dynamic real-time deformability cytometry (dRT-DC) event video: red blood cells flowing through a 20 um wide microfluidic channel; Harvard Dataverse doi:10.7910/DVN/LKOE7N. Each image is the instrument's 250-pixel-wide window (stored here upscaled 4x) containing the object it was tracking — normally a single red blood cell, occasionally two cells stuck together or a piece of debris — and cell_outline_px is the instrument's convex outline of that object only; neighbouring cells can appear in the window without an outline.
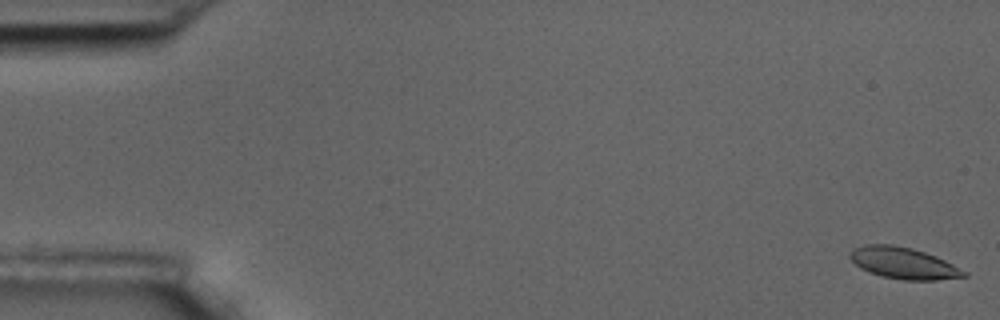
{"species": "common noctule bat (a hibernating species)", "species_latin": "Nyctalus noctula", "temperature_condition": "room temperature", "stored_images_in_passage": 10, "camera_frame_rate_fps": 3000, "um_per_image_px": 0.085, "animal": {"sex": "male", "body_mass_g": 17.5, "forearm_length_mm": 52.3}, "frame": {"image": 1, "passage_image": 1, "time_ms": 0.0, "image_size_px": [1000, 320], "cell_outline_px": [[968, 276], [936, 280], [904, 280], [880, 276], [860, 268], [848, 256], [852, 248], [864, 244], [892, 244], [912, 248], [936, 256], [968, 272]], "centroid_in_image_um": [76.78, 22.36], "position_along_channel_um": 8.2, "area_um2": 20.98}}
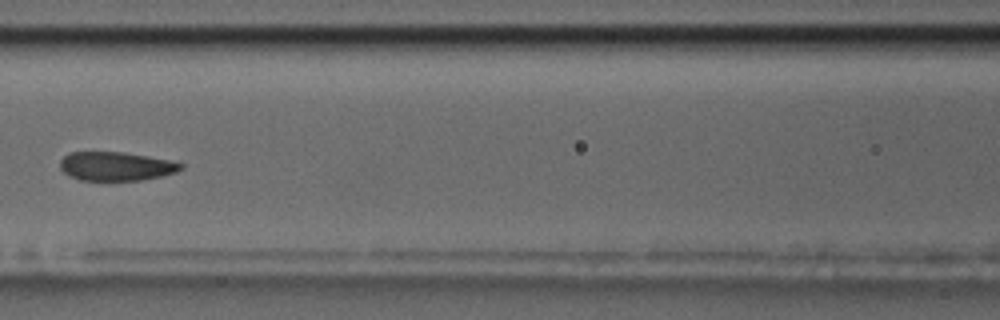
{"frame": {"image": 2, "passage_image": 8, "time_ms": 2.333, "image_size_px": [1000, 320], "cell_outline_px": [[184, 168], [176, 172], [160, 176], [140, 180], [80, 180], [68, 176], [60, 168], [60, 160], [68, 152], [124, 152], [148, 156], [168, 160], [184, 164]], "centroid_in_image_um": [9.84, 14.13], "position_along_channel_um": 156.8, "area_um2": 20.29}}
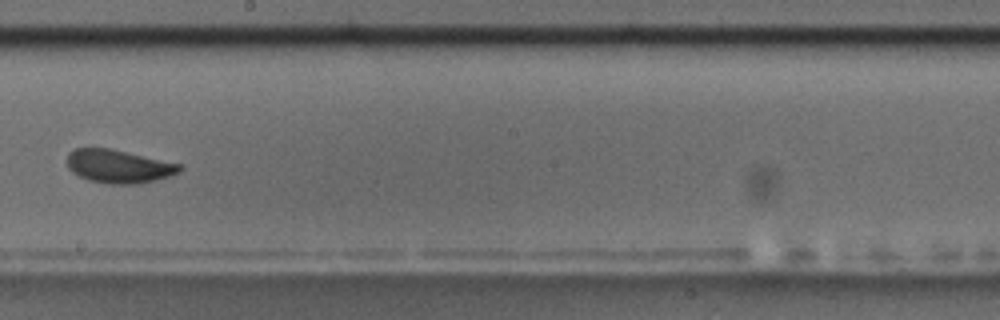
{"frame": {"image": 3, "passage_image": 10, "time_ms": 3.0, "image_size_px": [1000, 320], "cell_outline_px": [[184, 168], [180, 172], [156, 180], [140, 184], [108, 184], [88, 180], [72, 172], [68, 168], [68, 152], [76, 148], [112, 148], [184, 164]], "centroid_in_image_um": [10.14, 14.13], "position_along_channel_um": 238.1, "area_um2": 22.25}}